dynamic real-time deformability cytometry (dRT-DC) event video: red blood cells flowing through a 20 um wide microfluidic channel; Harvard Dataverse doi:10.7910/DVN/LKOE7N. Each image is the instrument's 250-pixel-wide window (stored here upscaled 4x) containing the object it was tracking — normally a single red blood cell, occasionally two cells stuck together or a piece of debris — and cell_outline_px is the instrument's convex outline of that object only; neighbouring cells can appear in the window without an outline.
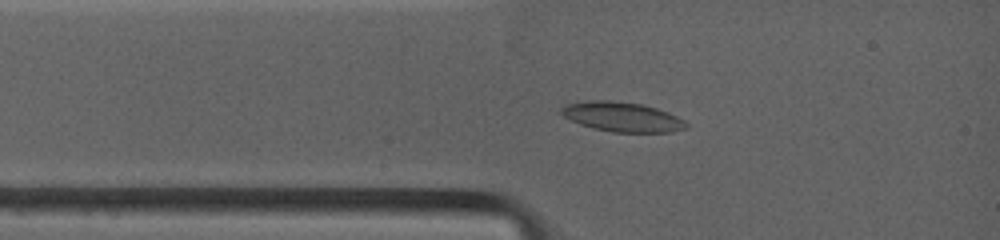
{"species": "common noctule bat (a hibernating species)", "species_latin": "Nyctalus noctula", "temperature_condition": "warm", "stored_images_in_passage": 48, "camera_frame_rate_fps": 4500, "um_per_image_px": 0.085, "animal": {"sex": "female", "body_mass_g": 19.0, "forearm_length_mm": 53.3}, "frame": {"image": 1, "passage_image": 9, "time_ms": 1.556, "image_size_px": [1000, 240], "cell_outline_px": [[688, 128], [672, 132], [612, 132], [592, 128], [580, 124], [564, 116], [560, 112], [560, 108], [564, 104], [588, 100], [612, 100], [640, 104], [656, 108], [668, 112], [684, 120], [688, 124]], "centroid_in_image_um": [52.88, 9.93], "position_along_channel_um": 32.1, "area_um2": 21.68}}
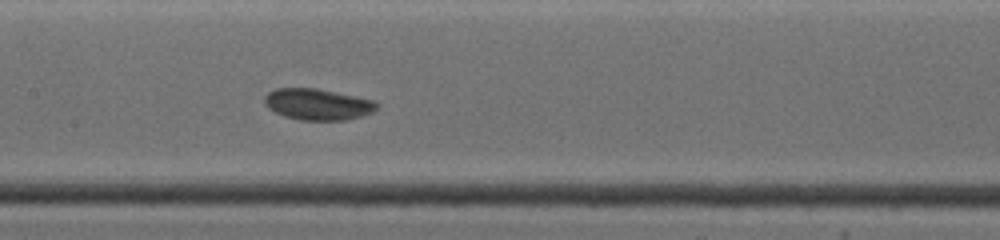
{"frame": {"image": 2, "passage_image": 26, "time_ms": 5.556, "image_size_px": [1000, 240], "cell_outline_px": [[380, 108], [372, 112], [360, 116], [344, 120], [300, 120], [284, 116], [268, 108], [264, 104], [264, 96], [268, 92], [276, 88], [316, 88], [376, 100], [380, 104]], "centroid_in_image_um": [27.03, 8.86], "position_along_channel_um": 180.4, "area_um2": 20.63}}
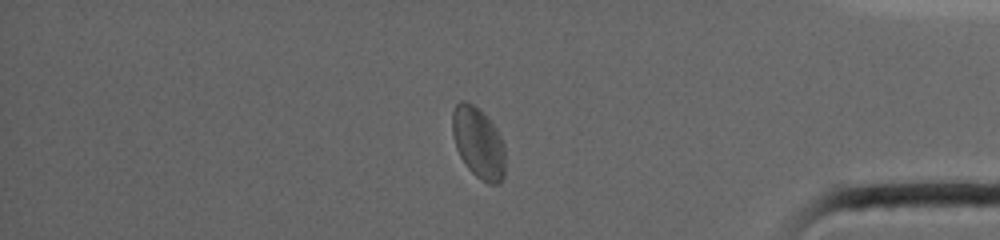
{"frame": {"image": 3, "passage_image": 43, "time_ms": 12.0, "image_size_px": [1000, 240], "cell_outline_px": [[504, 176], [496, 184], [488, 184], [480, 180], [468, 168], [460, 156], [456, 148], [452, 136], [452, 112], [456, 104], [460, 100], [464, 100], [472, 104], [496, 128], [504, 144]], "centroid_in_image_um": [40.63, 12.15], "position_along_channel_um": 394.6, "area_um2": 21.68}, "authors_computed_cell_mechanics": {"area_um2": 20.6924, "velocity_mm_per_s": 3.796, "shape_relaxation_time_tau1_ms": 6.6315, "shape_relaxation_time_tau2_ms": null, "deformation_change_tau1": 0.1159, "deformation_change_tau2": null}}